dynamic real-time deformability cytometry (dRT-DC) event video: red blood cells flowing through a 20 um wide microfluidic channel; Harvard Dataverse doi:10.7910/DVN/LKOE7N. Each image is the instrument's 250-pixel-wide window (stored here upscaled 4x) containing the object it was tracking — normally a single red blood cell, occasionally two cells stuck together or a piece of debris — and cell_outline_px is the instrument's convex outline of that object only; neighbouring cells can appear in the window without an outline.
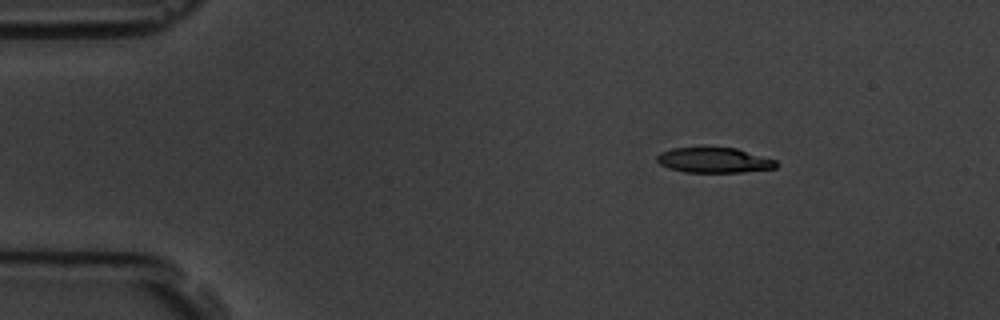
{"species": "common noctule bat (a hibernating species)", "species_latin": "Nyctalus noctula", "temperature_condition": "room temperature", "stored_images_in_passage": 7, "camera_frame_rate_fps": 3000, "um_per_image_px": 0.085, "animal": {"sex": "male", "body_mass_g": 19.5, "forearm_length_mm": 54.6}, "frame": {"image": 1, "passage_image": 1, "time_ms": 0.0, "image_size_px": [1000, 320], "cell_outline_px": [[780, 164], [776, 168], [740, 172], [684, 172], [668, 168], [660, 164], [656, 160], [656, 156], [660, 152], [672, 148], [700, 144], [708, 144], [736, 148], [776, 160]], "centroid_in_image_um": [60.64, 13.56], "position_along_channel_um": 24.4, "area_um2": 18.5}}
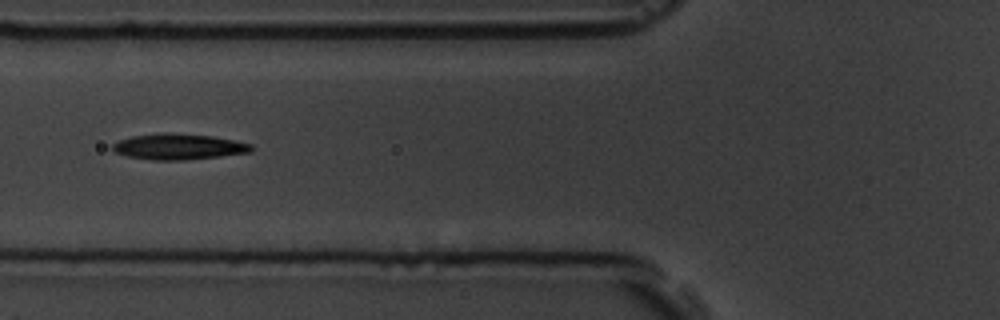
{"frame": {"image": 2, "passage_image": 5, "time_ms": 4.333, "image_size_px": [1000, 320], "cell_outline_px": [[252, 152], [220, 156], [184, 160], [152, 160], [128, 156], [116, 152], [112, 148], [112, 144], [120, 140], [132, 136], [164, 132], [168, 132], [212, 136], [252, 144]], "centroid_in_image_um": [15.18, 12.46], "position_along_channel_um": 110.6, "area_um2": 20.75}}
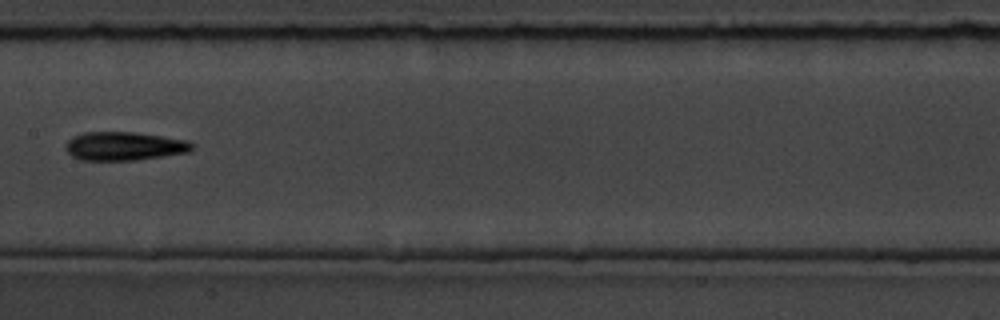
{"frame": {"image": 3, "passage_image": 7, "time_ms": 6.667, "image_size_px": [1000, 320], "cell_outline_px": [[192, 148], [188, 152], [164, 156], [136, 160], [80, 160], [72, 156], [64, 148], [64, 144], [72, 136], [84, 132], [136, 132], [188, 140], [192, 144]], "centroid_in_image_um": [10.51, 12.42], "position_along_channel_um": 196.9, "area_um2": 21.15}}